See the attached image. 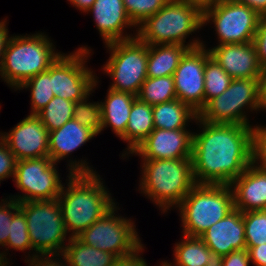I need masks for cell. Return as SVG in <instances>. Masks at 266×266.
Instances as JSON below:
<instances>
[{
	"label": "cell",
	"instance_id": "17",
	"mask_svg": "<svg viewBox=\"0 0 266 266\" xmlns=\"http://www.w3.org/2000/svg\"><path fill=\"white\" fill-rule=\"evenodd\" d=\"M86 13L93 14L94 24L104 45L137 36V28L127 15L122 0H95ZM127 28H131V31L135 28L136 32L128 33Z\"/></svg>",
	"mask_w": 266,
	"mask_h": 266
},
{
	"label": "cell",
	"instance_id": "45",
	"mask_svg": "<svg viewBox=\"0 0 266 266\" xmlns=\"http://www.w3.org/2000/svg\"><path fill=\"white\" fill-rule=\"evenodd\" d=\"M182 2L188 3L190 6L197 8L202 14L207 10L214 7L216 3L220 0H180Z\"/></svg>",
	"mask_w": 266,
	"mask_h": 266
},
{
	"label": "cell",
	"instance_id": "44",
	"mask_svg": "<svg viewBox=\"0 0 266 266\" xmlns=\"http://www.w3.org/2000/svg\"><path fill=\"white\" fill-rule=\"evenodd\" d=\"M10 37L7 27V19H2L0 21V73L2 69L3 55Z\"/></svg>",
	"mask_w": 266,
	"mask_h": 266
},
{
	"label": "cell",
	"instance_id": "9",
	"mask_svg": "<svg viewBox=\"0 0 266 266\" xmlns=\"http://www.w3.org/2000/svg\"><path fill=\"white\" fill-rule=\"evenodd\" d=\"M105 47L110 56L101 69L112 80L109 89L137 96L147 78L148 44L136 36Z\"/></svg>",
	"mask_w": 266,
	"mask_h": 266
},
{
	"label": "cell",
	"instance_id": "32",
	"mask_svg": "<svg viewBox=\"0 0 266 266\" xmlns=\"http://www.w3.org/2000/svg\"><path fill=\"white\" fill-rule=\"evenodd\" d=\"M27 220L25 218L24 213L20 210V208L13 214L11 230L8 237V241L6 246L4 247L6 251L9 249H13L16 251H29L28 256L25 255L24 260L31 259L33 257L32 254V245L29 238L28 228H27ZM31 250V251H30ZM31 252V255L29 254Z\"/></svg>",
	"mask_w": 266,
	"mask_h": 266
},
{
	"label": "cell",
	"instance_id": "15",
	"mask_svg": "<svg viewBox=\"0 0 266 266\" xmlns=\"http://www.w3.org/2000/svg\"><path fill=\"white\" fill-rule=\"evenodd\" d=\"M16 160L48 156L49 131L36 114H29L9 132H0Z\"/></svg>",
	"mask_w": 266,
	"mask_h": 266
},
{
	"label": "cell",
	"instance_id": "36",
	"mask_svg": "<svg viewBox=\"0 0 266 266\" xmlns=\"http://www.w3.org/2000/svg\"><path fill=\"white\" fill-rule=\"evenodd\" d=\"M127 15L138 27L151 15L159 11L169 0H122Z\"/></svg>",
	"mask_w": 266,
	"mask_h": 266
},
{
	"label": "cell",
	"instance_id": "4",
	"mask_svg": "<svg viewBox=\"0 0 266 266\" xmlns=\"http://www.w3.org/2000/svg\"><path fill=\"white\" fill-rule=\"evenodd\" d=\"M45 32L11 35L2 62L0 78L16 90L23 82L43 73L63 53Z\"/></svg>",
	"mask_w": 266,
	"mask_h": 266
},
{
	"label": "cell",
	"instance_id": "16",
	"mask_svg": "<svg viewBox=\"0 0 266 266\" xmlns=\"http://www.w3.org/2000/svg\"><path fill=\"white\" fill-rule=\"evenodd\" d=\"M192 140L190 129H154L131 154L141 159L191 158Z\"/></svg>",
	"mask_w": 266,
	"mask_h": 266
},
{
	"label": "cell",
	"instance_id": "12",
	"mask_svg": "<svg viewBox=\"0 0 266 266\" xmlns=\"http://www.w3.org/2000/svg\"><path fill=\"white\" fill-rule=\"evenodd\" d=\"M57 165L49 156L18 160L13 182L22 194H16V196L14 194L9 197L19 203L58 199L64 183Z\"/></svg>",
	"mask_w": 266,
	"mask_h": 266
},
{
	"label": "cell",
	"instance_id": "40",
	"mask_svg": "<svg viewBox=\"0 0 266 266\" xmlns=\"http://www.w3.org/2000/svg\"><path fill=\"white\" fill-rule=\"evenodd\" d=\"M221 266H249L251 264L247 249L235 250L220 258Z\"/></svg>",
	"mask_w": 266,
	"mask_h": 266
},
{
	"label": "cell",
	"instance_id": "19",
	"mask_svg": "<svg viewBox=\"0 0 266 266\" xmlns=\"http://www.w3.org/2000/svg\"><path fill=\"white\" fill-rule=\"evenodd\" d=\"M200 238L216 258L235 250L246 249L243 212L234 208L223 219L208 228Z\"/></svg>",
	"mask_w": 266,
	"mask_h": 266
},
{
	"label": "cell",
	"instance_id": "43",
	"mask_svg": "<svg viewBox=\"0 0 266 266\" xmlns=\"http://www.w3.org/2000/svg\"><path fill=\"white\" fill-rule=\"evenodd\" d=\"M253 266H266V244L246 246Z\"/></svg>",
	"mask_w": 266,
	"mask_h": 266
},
{
	"label": "cell",
	"instance_id": "42",
	"mask_svg": "<svg viewBox=\"0 0 266 266\" xmlns=\"http://www.w3.org/2000/svg\"><path fill=\"white\" fill-rule=\"evenodd\" d=\"M25 262L28 266H67L62 255H37Z\"/></svg>",
	"mask_w": 266,
	"mask_h": 266
},
{
	"label": "cell",
	"instance_id": "8",
	"mask_svg": "<svg viewBox=\"0 0 266 266\" xmlns=\"http://www.w3.org/2000/svg\"><path fill=\"white\" fill-rule=\"evenodd\" d=\"M259 79H232L229 87L211 99L199 112L198 117L212 124H240L253 127L247 113L254 111L257 114V111H262Z\"/></svg>",
	"mask_w": 266,
	"mask_h": 266
},
{
	"label": "cell",
	"instance_id": "39",
	"mask_svg": "<svg viewBox=\"0 0 266 266\" xmlns=\"http://www.w3.org/2000/svg\"><path fill=\"white\" fill-rule=\"evenodd\" d=\"M253 43L260 66L266 68V15L260 16Z\"/></svg>",
	"mask_w": 266,
	"mask_h": 266
},
{
	"label": "cell",
	"instance_id": "47",
	"mask_svg": "<svg viewBox=\"0 0 266 266\" xmlns=\"http://www.w3.org/2000/svg\"><path fill=\"white\" fill-rule=\"evenodd\" d=\"M260 100L261 109L266 112V68L262 69L260 76Z\"/></svg>",
	"mask_w": 266,
	"mask_h": 266
},
{
	"label": "cell",
	"instance_id": "21",
	"mask_svg": "<svg viewBox=\"0 0 266 266\" xmlns=\"http://www.w3.org/2000/svg\"><path fill=\"white\" fill-rule=\"evenodd\" d=\"M98 134L91 128L82 126L74 119H70L62 127L49 132L48 156L55 163H60L86 142L94 139Z\"/></svg>",
	"mask_w": 266,
	"mask_h": 266
},
{
	"label": "cell",
	"instance_id": "30",
	"mask_svg": "<svg viewBox=\"0 0 266 266\" xmlns=\"http://www.w3.org/2000/svg\"><path fill=\"white\" fill-rule=\"evenodd\" d=\"M74 106V102L54 96L36 115L50 132L62 127L70 119H73Z\"/></svg>",
	"mask_w": 266,
	"mask_h": 266
},
{
	"label": "cell",
	"instance_id": "28",
	"mask_svg": "<svg viewBox=\"0 0 266 266\" xmlns=\"http://www.w3.org/2000/svg\"><path fill=\"white\" fill-rule=\"evenodd\" d=\"M137 98L151 106L176 99L173 76L147 77L141 85Z\"/></svg>",
	"mask_w": 266,
	"mask_h": 266
},
{
	"label": "cell",
	"instance_id": "7",
	"mask_svg": "<svg viewBox=\"0 0 266 266\" xmlns=\"http://www.w3.org/2000/svg\"><path fill=\"white\" fill-rule=\"evenodd\" d=\"M19 208L27 220L33 257L62 255L65 242H69L71 237L66 230L58 199L23 201L19 203Z\"/></svg>",
	"mask_w": 266,
	"mask_h": 266
},
{
	"label": "cell",
	"instance_id": "48",
	"mask_svg": "<svg viewBox=\"0 0 266 266\" xmlns=\"http://www.w3.org/2000/svg\"><path fill=\"white\" fill-rule=\"evenodd\" d=\"M77 10L86 13L92 6L95 0H67Z\"/></svg>",
	"mask_w": 266,
	"mask_h": 266
},
{
	"label": "cell",
	"instance_id": "6",
	"mask_svg": "<svg viewBox=\"0 0 266 266\" xmlns=\"http://www.w3.org/2000/svg\"><path fill=\"white\" fill-rule=\"evenodd\" d=\"M176 208L182 234L200 237L234 209L233 191L230 185L196 184Z\"/></svg>",
	"mask_w": 266,
	"mask_h": 266
},
{
	"label": "cell",
	"instance_id": "26",
	"mask_svg": "<svg viewBox=\"0 0 266 266\" xmlns=\"http://www.w3.org/2000/svg\"><path fill=\"white\" fill-rule=\"evenodd\" d=\"M181 235L173 250L174 262L161 261L163 266H206L216 258L200 237Z\"/></svg>",
	"mask_w": 266,
	"mask_h": 266
},
{
	"label": "cell",
	"instance_id": "29",
	"mask_svg": "<svg viewBox=\"0 0 266 266\" xmlns=\"http://www.w3.org/2000/svg\"><path fill=\"white\" fill-rule=\"evenodd\" d=\"M24 88L31 92L30 114H37L54 97L51 90V66L47 71L39 73L23 82L15 91H20Z\"/></svg>",
	"mask_w": 266,
	"mask_h": 266
},
{
	"label": "cell",
	"instance_id": "25",
	"mask_svg": "<svg viewBox=\"0 0 266 266\" xmlns=\"http://www.w3.org/2000/svg\"><path fill=\"white\" fill-rule=\"evenodd\" d=\"M154 129H187L198 114L178 98L152 106Z\"/></svg>",
	"mask_w": 266,
	"mask_h": 266
},
{
	"label": "cell",
	"instance_id": "35",
	"mask_svg": "<svg viewBox=\"0 0 266 266\" xmlns=\"http://www.w3.org/2000/svg\"><path fill=\"white\" fill-rule=\"evenodd\" d=\"M19 209V202L7 196L0 202V247H5L11 230L13 214ZM6 251L0 252V266H8ZM8 260V261H7Z\"/></svg>",
	"mask_w": 266,
	"mask_h": 266
},
{
	"label": "cell",
	"instance_id": "46",
	"mask_svg": "<svg viewBox=\"0 0 266 266\" xmlns=\"http://www.w3.org/2000/svg\"><path fill=\"white\" fill-rule=\"evenodd\" d=\"M234 1L250 7L260 16L266 15V0H234Z\"/></svg>",
	"mask_w": 266,
	"mask_h": 266
},
{
	"label": "cell",
	"instance_id": "2",
	"mask_svg": "<svg viewBox=\"0 0 266 266\" xmlns=\"http://www.w3.org/2000/svg\"><path fill=\"white\" fill-rule=\"evenodd\" d=\"M69 158L68 182L66 187L63 185L58 201L66 230L73 238L99 220L117 202L89 162L84 158L77 161Z\"/></svg>",
	"mask_w": 266,
	"mask_h": 266
},
{
	"label": "cell",
	"instance_id": "38",
	"mask_svg": "<svg viewBox=\"0 0 266 266\" xmlns=\"http://www.w3.org/2000/svg\"><path fill=\"white\" fill-rule=\"evenodd\" d=\"M16 158L10 151L6 142L0 137V184L6 178L15 176Z\"/></svg>",
	"mask_w": 266,
	"mask_h": 266
},
{
	"label": "cell",
	"instance_id": "1",
	"mask_svg": "<svg viewBox=\"0 0 266 266\" xmlns=\"http://www.w3.org/2000/svg\"><path fill=\"white\" fill-rule=\"evenodd\" d=\"M192 167L196 184L230 185L252 163V126L196 120Z\"/></svg>",
	"mask_w": 266,
	"mask_h": 266
},
{
	"label": "cell",
	"instance_id": "14",
	"mask_svg": "<svg viewBox=\"0 0 266 266\" xmlns=\"http://www.w3.org/2000/svg\"><path fill=\"white\" fill-rule=\"evenodd\" d=\"M206 44L189 49L173 73L177 98L197 114L205 107L204 68L211 56Z\"/></svg>",
	"mask_w": 266,
	"mask_h": 266
},
{
	"label": "cell",
	"instance_id": "11",
	"mask_svg": "<svg viewBox=\"0 0 266 266\" xmlns=\"http://www.w3.org/2000/svg\"><path fill=\"white\" fill-rule=\"evenodd\" d=\"M120 210L117 203L85 229L77 238L86 245L123 257L135 252L143 244L136 231L135 222L115 214ZM117 215V216H116Z\"/></svg>",
	"mask_w": 266,
	"mask_h": 266
},
{
	"label": "cell",
	"instance_id": "5",
	"mask_svg": "<svg viewBox=\"0 0 266 266\" xmlns=\"http://www.w3.org/2000/svg\"><path fill=\"white\" fill-rule=\"evenodd\" d=\"M203 14L180 0H169L159 11L137 27V37L148 45H183L190 49L205 43L199 37L186 38L203 29ZM187 43V44H185Z\"/></svg>",
	"mask_w": 266,
	"mask_h": 266
},
{
	"label": "cell",
	"instance_id": "37",
	"mask_svg": "<svg viewBox=\"0 0 266 266\" xmlns=\"http://www.w3.org/2000/svg\"><path fill=\"white\" fill-rule=\"evenodd\" d=\"M252 164L266 170V125L252 129Z\"/></svg>",
	"mask_w": 266,
	"mask_h": 266
},
{
	"label": "cell",
	"instance_id": "34",
	"mask_svg": "<svg viewBox=\"0 0 266 266\" xmlns=\"http://www.w3.org/2000/svg\"><path fill=\"white\" fill-rule=\"evenodd\" d=\"M89 96L84 100L76 102L73 110V119L82 126L91 128L98 135L101 133L102 116L99 101L88 102Z\"/></svg>",
	"mask_w": 266,
	"mask_h": 266
},
{
	"label": "cell",
	"instance_id": "49",
	"mask_svg": "<svg viewBox=\"0 0 266 266\" xmlns=\"http://www.w3.org/2000/svg\"><path fill=\"white\" fill-rule=\"evenodd\" d=\"M206 266H221L220 258L213 259Z\"/></svg>",
	"mask_w": 266,
	"mask_h": 266
},
{
	"label": "cell",
	"instance_id": "10",
	"mask_svg": "<svg viewBox=\"0 0 266 266\" xmlns=\"http://www.w3.org/2000/svg\"><path fill=\"white\" fill-rule=\"evenodd\" d=\"M91 51L90 47L83 45L74 52L62 53L51 65V90L54 96L76 103L95 92L99 77L86 65Z\"/></svg>",
	"mask_w": 266,
	"mask_h": 266
},
{
	"label": "cell",
	"instance_id": "20",
	"mask_svg": "<svg viewBox=\"0 0 266 266\" xmlns=\"http://www.w3.org/2000/svg\"><path fill=\"white\" fill-rule=\"evenodd\" d=\"M230 186L234 208L241 212L266 210V170L251 163Z\"/></svg>",
	"mask_w": 266,
	"mask_h": 266
},
{
	"label": "cell",
	"instance_id": "33",
	"mask_svg": "<svg viewBox=\"0 0 266 266\" xmlns=\"http://www.w3.org/2000/svg\"><path fill=\"white\" fill-rule=\"evenodd\" d=\"M246 246L266 244V210L243 212Z\"/></svg>",
	"mask_w": 266,
	"mask_h": 266
},
{
	"label": "cell",
	"instance_id": "13",
	"mask_svg": "<svg viewBox=\"0 0 266 266\" xmlns=\"http://www.w3.org/2000/svg\"><path fill=\"white\" fill-rule=\"evenodd\" d=\"M259 19L260 15L244 4L220 0L203 14V26L214 25L218 45L246 43L253 41Z\"/></svg>",
	"mask_w": 266,
	"mask_h": 266
},
{
	"label": "cell",
	"instance_id": "27",
	"mask_svg": "<svg viewBox=\"0 0 266 266\" xmlns=\"http://www.w3.org/2000/svg\"><path fill=\"white\" fill-rule=\"evenodd\" d=\"M67 266H112L117 258L112 253L101 251L71 238L62 253Z\"/></svg>",
	"mask_w": 266,
	"mask_h": 266
},
{
	"label": "cell",
	"instance_id": "18",
	"mask_svg": "<svg viewBox=\"0 0 266 266\" xmlns=\"http://www.w3.org/2000/svg\"><path fill=\"white\" fill-rule=\"evenodd\" d=\"M211 57L232 79L260 78V66L253 41L216 45L207 48Z\"/></svg>",
	"mask_w": 266,
	"mask_h": 266
},
{
	"label": "cell",
	"instance_id": "3",
	"mask_svg": "<svg viewBox=\"0 0 266 266\" xmlns=\"http://www.w3.org/2000/svg\"><path fill=\"white\" fill-rule=\"evenodd\" d=\"M141 162L139 192L163 214L176 209L196 185L191 158L142 159Z\"/></svg>",
	"mask_w": 266,
	"mask_h": 266
},
{
	"label": "cell",
	"instance_id": "41",
	"mask_svg": "<svg viewBox=\"0 0 266 266\" xmlns=\"http://www.w3.org/2000/svg\"><path fill=\"white\" fill-rule=\"evenodd\" d=\"M144 244L132 254L117 257L112 266H148L147 262L141 256L144 252Z\"/></svg>",
	"mask_w": 266,
	"mask_h": 266
},
{
	"label": "cell",
	"instance_id": "24",
	"mask_svg": "<svg viewBox=\"0 0 266 266\" xmlns=\"http://www.w3.org/2000/svg\"><path fill=\"white\" fill-rule=\"evenodd\" d=\"M189 49L183 45H148L147 77L173 76L181 58Z\"/></svg>",
	"mask_w": 266,
	"mask_h": 266
},
{
	"label": "cell",
	"instance_id": "23",
	"mask_svg": "<svg viewBox=\"0 0 266 266\" xmlns=\"http://www.w3.org/2000/svg\"><path fill=\"white\" fill-rule=\"evenodd\" d=\"M154 130L153 110L148 103L136 98L129 113L125 133L120 137L127 143L121 157L129 158L136 147Z\"/></svg>",
	"mask_w": 266,
	"mask_h": 266
},
{
	"label": "cell",
	"instance_id": "31",
	"mask_svg": "<svg viewBox=\"0 0 266 266\" xmlns=\"http://www.w3.org/2000/svg\"><path fill=\"white\" fill-rule=\"evenodd\" d=\"M231 81V76L210 56L204 68L205 105L222 94Z\"/></svg>",
	"mask_w": 266,
	"mask_h": 266
},
{
	"label": "cell",
	"instance_id": "22",
	"mask_svg": "<svg viewBox=\"0 0 266 266\" xmlns=\"http://www.w3.org/2000/svg\"><path fill=\"white\" fill-rule=\"evenodd\" d=\"M106 94L104 101L99 102L102 116L101 133L110 127L111 131L120 138L125 133L129 113L137 96L109 88Z\"/></svg>",
	"mask_w": 266,
	"mask_h": 266
}]
</instances>
